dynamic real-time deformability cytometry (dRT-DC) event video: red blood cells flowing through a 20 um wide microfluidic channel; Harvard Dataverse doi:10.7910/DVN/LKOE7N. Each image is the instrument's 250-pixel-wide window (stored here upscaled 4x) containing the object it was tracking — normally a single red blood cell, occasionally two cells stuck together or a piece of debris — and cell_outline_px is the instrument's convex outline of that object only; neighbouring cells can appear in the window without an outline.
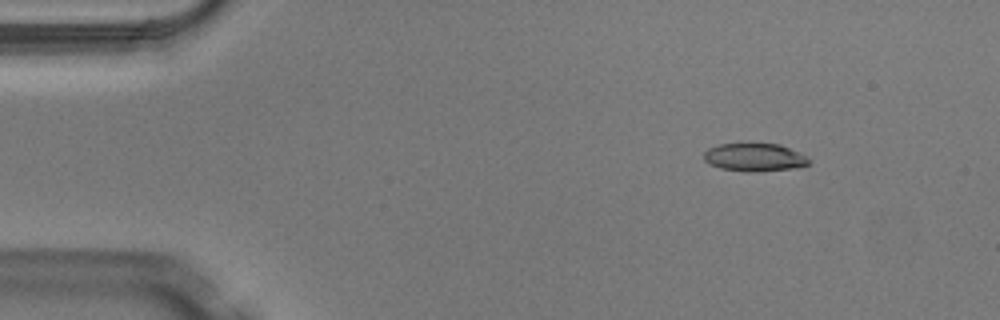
{"species": "Egyptian fruit bat (a non-hibernating species)", "species_latin": "Rousettus aegyptiacus", "temperature_condition": "warm", "stored_images_in_passage": 5, "camera_frame_rate_fps": 3000, "um_per_image_px": 0.085, "animal": {"sex": "male"}, "frame": {"image": 1, "passage_image": 1, "time_ms": 0.0, "image_size_px": [1000, 320], "cell_outline_px": [[812, 160], [808, 164], [796, 168], [752, 172], [744, 172], [720, 168], [708, 164], [704, 160], [704, 152], [708, 148], [720, 144], [740, 140], [752, 140], [780, 144], [800, 152]], "centroid_in_image_um": [64.11, 13.31], "position_along_channel_um": 20.9, "area_um2": 18.32}}